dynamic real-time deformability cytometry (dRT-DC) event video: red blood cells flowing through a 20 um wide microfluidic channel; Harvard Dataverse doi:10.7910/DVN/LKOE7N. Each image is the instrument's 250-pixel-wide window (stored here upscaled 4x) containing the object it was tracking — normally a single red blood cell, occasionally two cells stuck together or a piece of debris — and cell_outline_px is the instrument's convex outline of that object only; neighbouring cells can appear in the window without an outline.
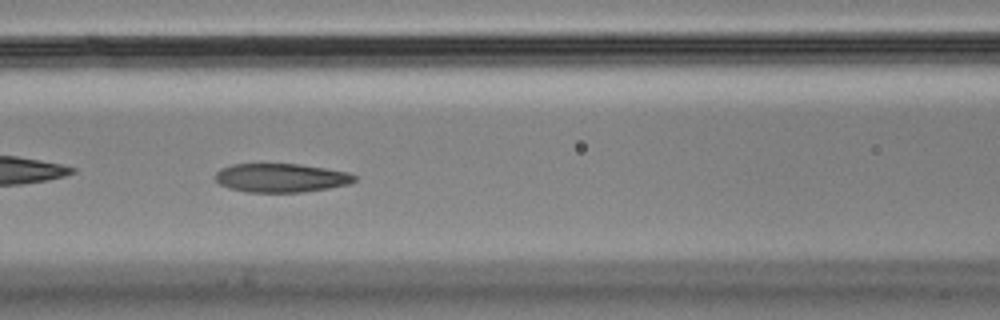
{"species": "Egyptian fruit bat (a non-hibernating species)", "species_latin": "Rousettus aegyptiacus", "temperature_condition": "cold", "stored_images_in_passage": 5, "camera_frame_rate_fps": 3000, "um_per_image_px": 0.085, "animal": {"sex": "male"}, "frame": {"image": 1, "passage_image": 4, "time_ms": 1.0, "image_size_px": [1000, 320], "cell_outline_px": [[356, 180], [348, 184], [328, 188], [304, 192], [244, 192], [228, 188], [220, 184], [216, 180], [216, 172], [220, 168], [232, 164], [300, 164], [348, 172], [356, 176]], "centroid_in_image_um": [23.87, 15.12], "position_along_channel_um": 142.7, "area_um2": 23.35}}